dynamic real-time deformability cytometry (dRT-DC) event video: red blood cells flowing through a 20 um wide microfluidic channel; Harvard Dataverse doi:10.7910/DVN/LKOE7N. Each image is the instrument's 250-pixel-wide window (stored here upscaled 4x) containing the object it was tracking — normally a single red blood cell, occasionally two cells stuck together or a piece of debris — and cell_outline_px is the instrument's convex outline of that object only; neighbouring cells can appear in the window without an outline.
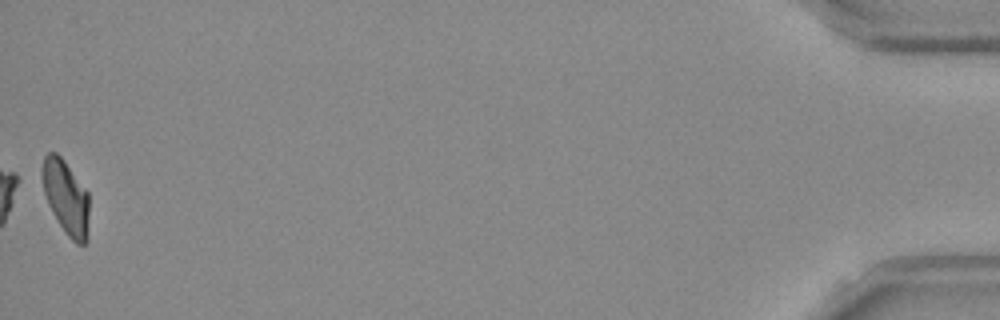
{"species": "Egyptian fruit bat (a non-hibernating species)", "species_latin": "Rousettus aegyptiacus", "temperature_condition": "room temperature", "stored_images_in_passage": 49, "camera_frame_rate_fps": 3000, "um_per_image_px": 0.085, "frame": {"image": 1, "passage_image": 49, "time_ms": 16.0, "image_size_px": [1000, 320], "cell_outline_px": [[88, 240], [84, 244], [76, 244], [64, 232], [52, 212], [48, 204], [44, 192], [40, 176], [40, 172], [44, 156], [48, 152], [56, 152], [64, 160], [88, 192]], "centroid_in_image_um": [5.59, 16.76], "position_along_channel_um": 429.6, "area_um2": 20.52}, "authors_computed_cell_mechanics": {"area_um2": 21.0392, "velocity_mm_per_s": 3.8513, "shape_relaxation_time_tau1_ms": 3.7331, "shape_relaxation_time_tau2_ms": 0.9967, "deformation_change_tau1": 0.1446, "deformation_change_tau2": 0.037}}